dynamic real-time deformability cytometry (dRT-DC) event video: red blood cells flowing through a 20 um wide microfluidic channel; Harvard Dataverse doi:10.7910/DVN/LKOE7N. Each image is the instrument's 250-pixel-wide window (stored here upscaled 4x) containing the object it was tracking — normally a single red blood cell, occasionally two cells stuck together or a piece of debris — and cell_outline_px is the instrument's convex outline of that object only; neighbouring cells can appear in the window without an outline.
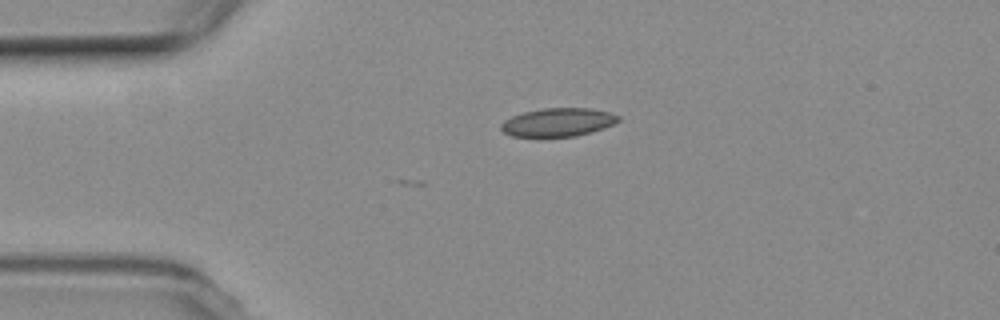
{"species": "common noctule bat (a hibernating species)", "species_latin": "Nyctalus noctula", "temperature_condition": "room temperature", "stored_images_in_passage": 3, "camera_frame_rate_fps": 3000, "um_per_image_px": 0.085, "animal": {"sex": "female", "body_mass_g": 19.3, "forearm_length_mm": 54.1}, "frame": {"image": 1, "passage_image": 2, "time_ms": 1.0, "image_size_px": [1000, 320], "cell_outline_px": [[620, 120], [604, 128], [576, 136], [512, 136], [504, 132], [500, 128], [500, 124], [504, 120], [512, 116], [524, 112], [544, 108], [592, 108], [608, 112], [620, 116]], "centroid_in_image_um": [47.43, 10.38], "position_along_channel_um": 37.6, "area_um2": 19.25}}